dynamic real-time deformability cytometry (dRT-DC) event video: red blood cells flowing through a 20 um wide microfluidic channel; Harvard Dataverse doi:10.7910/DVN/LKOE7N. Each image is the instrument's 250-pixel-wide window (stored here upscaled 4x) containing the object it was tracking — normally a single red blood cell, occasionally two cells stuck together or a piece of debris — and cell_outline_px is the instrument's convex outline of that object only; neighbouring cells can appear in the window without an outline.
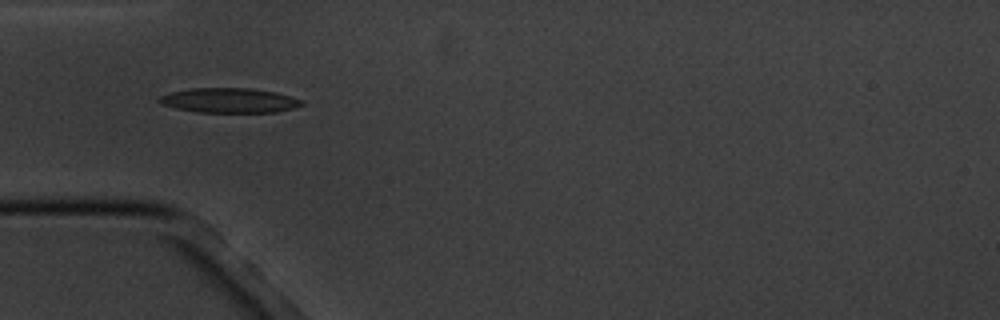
{"species": "common noctule bat (a hibernating species)", "species_latin": "Nyctalus noctula", "temperature_condition": "cold", "stored_images_in_passage": 4, "camera_frame_rate_fps": 3000, "um_per_image_px": 0.085, "animal": {"sex": "male", "body_mass_g": 20.1, "forearm_length_mm": 53.5}, "frame": {"image": 1, "passage_image": 3, "time_ms": 2.333, "image_size_px": [1000, 320], "cell_outline_px": [[304, 104], [292, 108], [276, 112], [196, 112], [176, 108], [160, 104], [156, 100], [160, 96], [172, 92], [192, 88], [252, 88], [276, 92], [304, 100]], "centroid_in_image_um": [19.49, 8.53], "position_along_channel_um": 65.5, "area_um2": 20.58}}
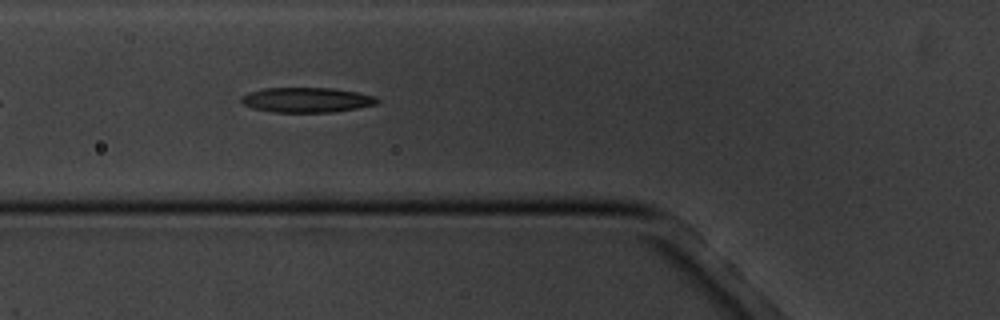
{"frame": {"image": 2, "passage_image": 4, "time_ms": 3.333, "image_size_px": [1000, 320], "cell_outline_px": [[380, 100], [376, 104], [356, 108], [332, 112], [272, 112], [252, 108], [244, 104], [240, 100], [240, 96], [248, 92], [264, 88], [332, 88], [360, 92], [376, 96]], "centroid_in_image_um": [26.06, 8.48], "position_along_channel_um": 99.7, "area_um2": 19.88}}